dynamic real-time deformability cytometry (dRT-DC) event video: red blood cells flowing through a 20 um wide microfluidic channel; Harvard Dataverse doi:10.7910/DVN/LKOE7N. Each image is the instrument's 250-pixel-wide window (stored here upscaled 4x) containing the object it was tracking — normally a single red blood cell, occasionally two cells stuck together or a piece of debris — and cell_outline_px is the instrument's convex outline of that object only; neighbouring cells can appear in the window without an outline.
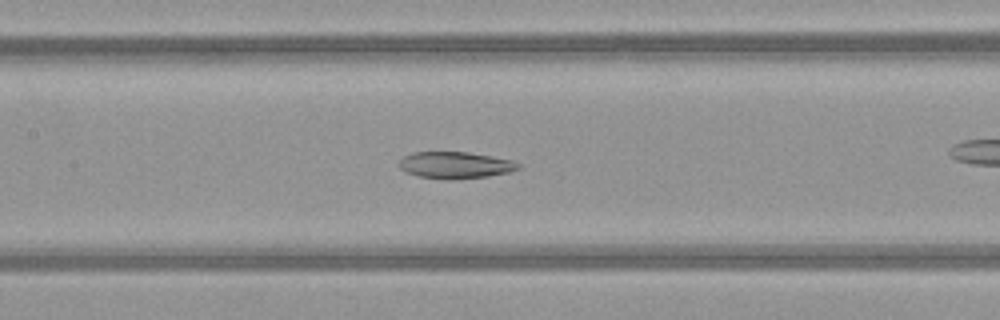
{"species": "common noctule bat (a hibernating species)", "species_latin": "Nyctalus noctula", "temperature_condition": "warm", "stored_images_in_passage": 52, "camera_frame_rate_fps": 3000, "um_per_image_px": 0.085, "animal": {"sex": "female", "body_mass_g": 21.9}, "frame": {"image": 1, "passage_image": 25, "time_ms": 8.0, "image_size_px": [1000, 320], "cell_outline_px": [[520, 168], [508, 172], [488, 176], [456, 180], [444, 180], [416, 176], [404, 172], [400, 168], [400, 160], [404, 156], [412, 152], [468, 152], [492, 156], [512, 160], [520, 164]], "centroid_in_image_um": [38.68, 14.05], "position_along_channel_um": 168.7, "area_um2": 18.79}}
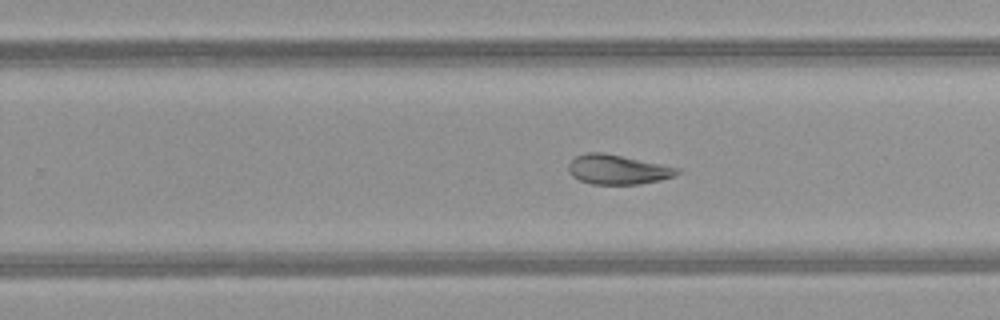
{"frame": {"image": 2, "passage_image": 33, "time_ms": 10.667, "image_size_px": [1000, 320], "cell_outline_px": [[680, 172], [676, 176], [660, 180], [640, 184], [592, 184], [580, 180], [572, 176], [568, 172], [568, 164], [576, 156], [588, 152], [604, 152], [680, 168]], "centroid_in_image_um": [52.5, 14.41], "position_along_channel_um": 277.3, "area_um2": 18.79}}
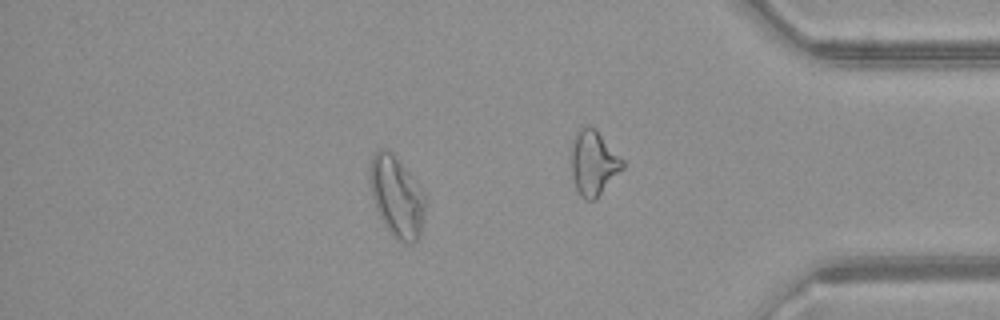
{"frame": {"image": 3, "passage_image": 45, "time_ms": 14.667, "image_size_px": [1000, 320], "cell_outline_px": [[424, 216], [420, 236], [412, 244], [408, 244], [392, 236], [384, 224], [376, 208], [372, 196], [368, 180], [368, 168], [372, 156], [380, 148], [388, 148], [392, 152], [412, 176], [424, 192]], "centroid_in_image_um": [33.69, 16.69], "position_along_channel_um": 401.5, "area_um2": 26.24}, "authors_computed_cell_mechanics": {"area_um2": 25.2008, "velocity_mm_per_s": 4.0905, "shape_relaxation_time_tau1_ms": null, "shape_relaxation_time_tau2_ms": 7.4623, "deformation_change_tau1": null, "deformation_change_tau2": 0.1416}}